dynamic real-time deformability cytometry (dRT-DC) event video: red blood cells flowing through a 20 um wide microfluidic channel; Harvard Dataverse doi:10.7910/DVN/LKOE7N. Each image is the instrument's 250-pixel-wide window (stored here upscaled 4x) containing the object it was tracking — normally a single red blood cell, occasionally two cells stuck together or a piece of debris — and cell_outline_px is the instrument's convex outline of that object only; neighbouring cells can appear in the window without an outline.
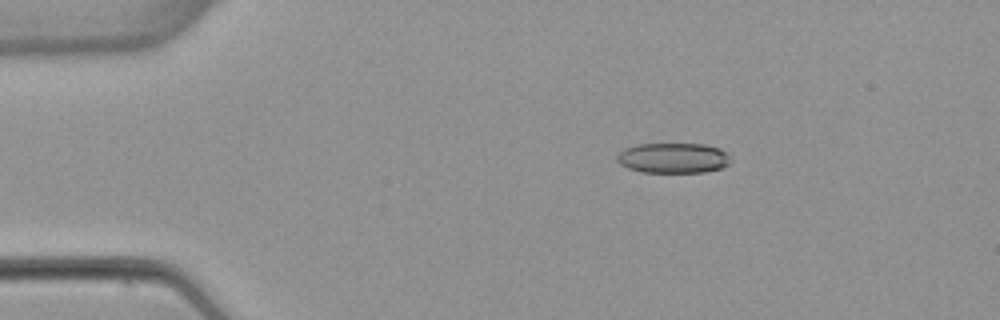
{"species": "common noctule bat (a hibernating species)", "species_latin": "Nyctalus noctula", "temperature_condition": "warm", "stored_images_in_passage": 44, "camera_frame_rate_fps": 3000, "um_per_image_px": 0.085, "animal": {"sex": "female", "body_mass_g": 22.7, "forearm_length_mm": 54.2}, "frame": {"image": 1, "passage_image": 1, "time_ms": 0.0, "image_size_px": [1000, 320], "cell_outline_px": [[732, 160], [728, 164], [720, 168], [704, 172], [644, 172], [628, 168], [620, 164], [616, 160], [616, 156], [624, 148], [636, 144], [704, 144], [720, 148], [728, 152]], "centroid_in_image_um": [57.23, 13.42], "position_along_channel_um": 27.8, "area_um2": 20.17}}
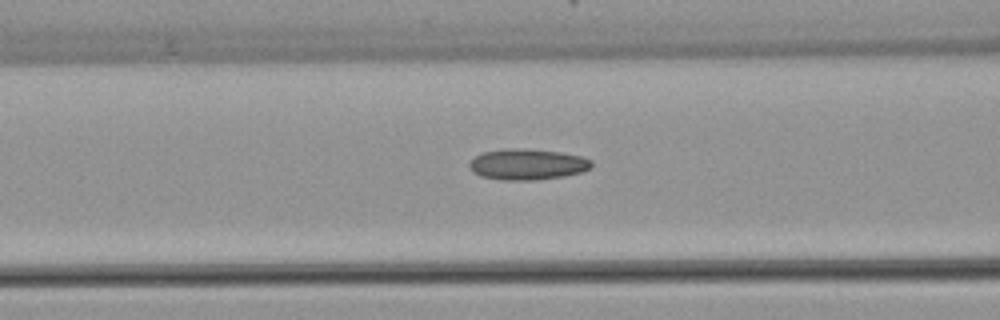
{"frame": {"image": 2, "passage_image": 13, "time_ms": 4.0, "image_size_px": [1000, 320], "cell_outline_px": [[592, 168], [580, 172], [560, 176], [536, 180], [500, 180], [480, 176], [472, 172], [468, 164], [476, 156], [484, 152], [504, 148], [528, 148], [560, 152], [584, 156], [592, 160]], "centroid_in_image_um": [44.83, 13.96], "position_along_channel_um": 121.8, "area_um2": 22.2}}
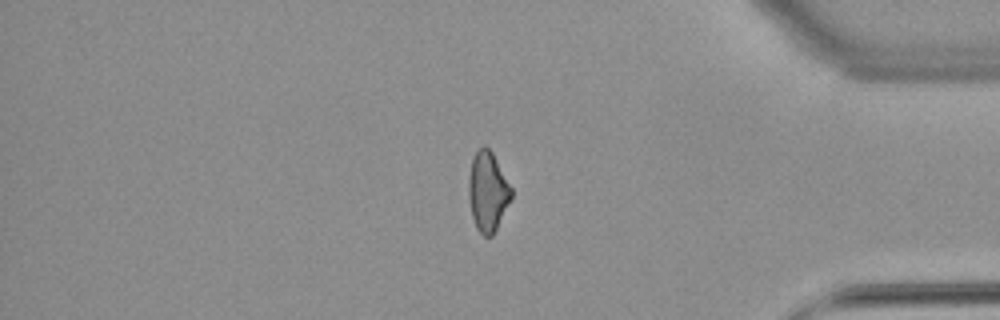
{"frame": {"image": 3, "passage_image": 36, "time_ms": 11.667, "image_size_px": [1000, 320], "cell_outline_px": [[512, 196], [492, 236], [484, 236], [476, 228], [472, 216], [468, 196], [468, 180], [472, 156], [484, 144], [492, 152], [512, 188]], "centroid_in_image_um": [41.43, 16.26], "position_along_channel_um": 393.8, "area_um2": 19.65}, "authors_computed_cell_mechanics": {"area_um2": 20.5768, "velocity_mm_per_s": 3.898, "shape_relaxation_time_tau1_ms": null, "shape_relaxation_time_tau2_ms": 2.5349, "deformation_change_tau1": null, "deformation_change_tau2": 0.101}}